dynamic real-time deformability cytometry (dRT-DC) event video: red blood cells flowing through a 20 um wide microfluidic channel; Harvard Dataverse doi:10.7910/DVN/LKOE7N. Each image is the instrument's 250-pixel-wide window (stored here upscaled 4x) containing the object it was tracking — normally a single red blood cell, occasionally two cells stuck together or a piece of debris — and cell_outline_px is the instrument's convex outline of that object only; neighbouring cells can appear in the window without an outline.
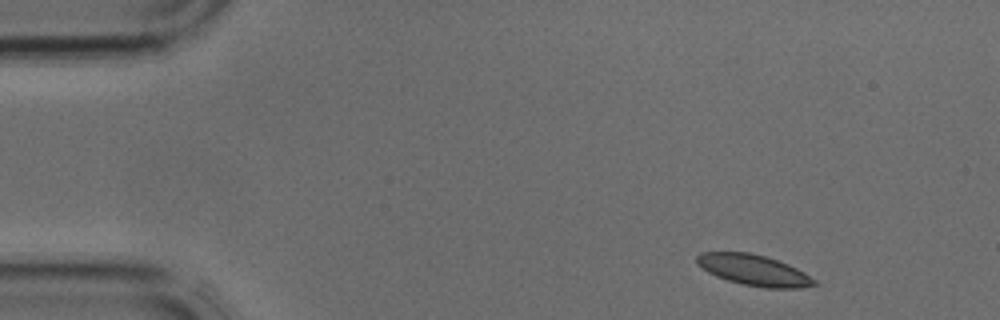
{"species": "common noctule bat (a hibernating species)", "species_latin": "Nyctalus noctula", "temperature_condition": "cold", "stored_images_in_passage": 3, "camera_frame_rate_fps": 3000, "um_per_image_px": 0.085, "animal": {"sex": "male", "body_mass_g": 17.9, "forearm_length_mm": 54.2}, "frame": {"image": 1, "passage_image": 1, "time_ms": 0.0, "image_size_px": [1000, 320], "cell_outline_px": [[816, 284], [800, 288], [764, 288], [744, 284], [728, 280], [716, 276], [708, 272], [696, 264], [696, 256], [700, 252], [748, 252], [764, 256], [788, 264], [804, 272], [816, 280]], "centroid_in_image_um": [64.05, 22.96], "position_along_channel_um": 21.0, "area_um2": 20.98}}
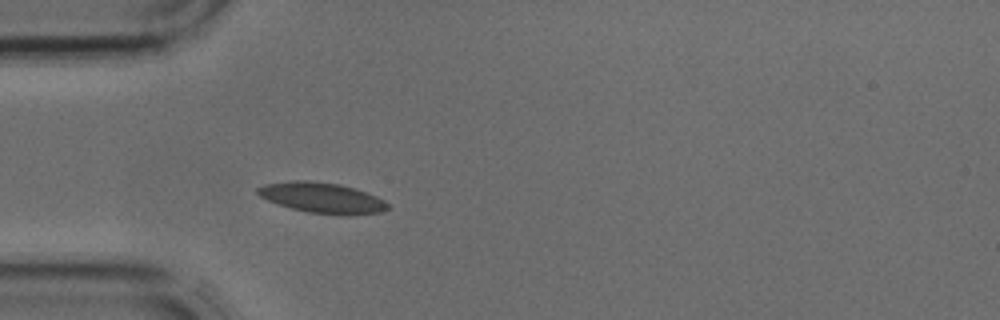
{"frame": {"image": 2, "passage_image": 3, "time_ms": 0.667, "image_size_px": [1000, 320], "cell_outline_px": [[388, 208], [380, 212], [348, 216], [308, 212], [292, 208], [268, 200], [260, 196], [256, 192], [256, 188], [264, 184], [292, 180], [308, 180], [340, 184], [376, 196], [384, 200], [388, 204]], "centroid_in_image_um": [27.36, 16.81], "position_along_channel_um": 57.6, "area_um2": 23.0}}